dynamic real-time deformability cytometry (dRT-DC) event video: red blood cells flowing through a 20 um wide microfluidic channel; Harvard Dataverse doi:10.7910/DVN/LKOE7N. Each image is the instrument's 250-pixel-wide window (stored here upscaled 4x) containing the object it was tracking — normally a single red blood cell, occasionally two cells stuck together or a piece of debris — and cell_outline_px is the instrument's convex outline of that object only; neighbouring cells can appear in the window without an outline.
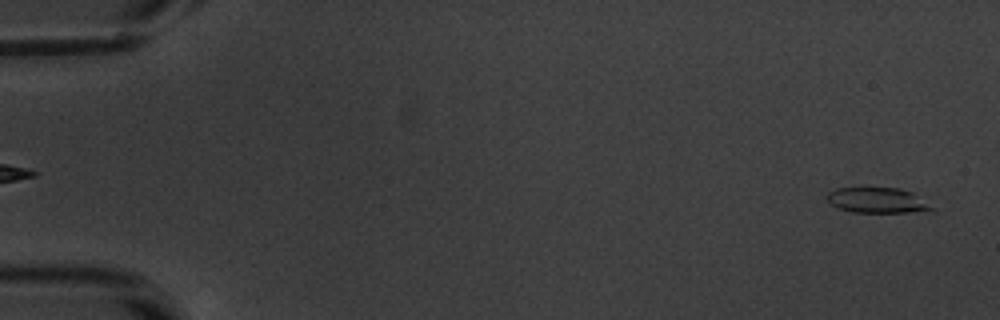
{"species": "common noctule bat (a hibernating species)", "species_latin": "Nyctalus noctula", "temperature_condition": "warm", "stored_images_in_passage": 49, "camera_frame_rate_fps": 3000, "um_per_image_px": 0.085, "animal": {"sex": "male", "body_mass_g": 20.1, "forearm_length_mm": 53.5}, "frame": {"image": 1, "passage_image": 2, "time_ms": 0.333, "image_size_px": [1000, 320], "cell_outline_px": [[936, 208], [932, 212], [852, 212], [840, 208], [832, 204], [828, 200], [828, 192], [836, 188], [896, 188], [912, 192]], "centroid_in_image_um": [74.65, 17.04], "position_along_channel_um": 10.3, "area_um2": 15.43}}
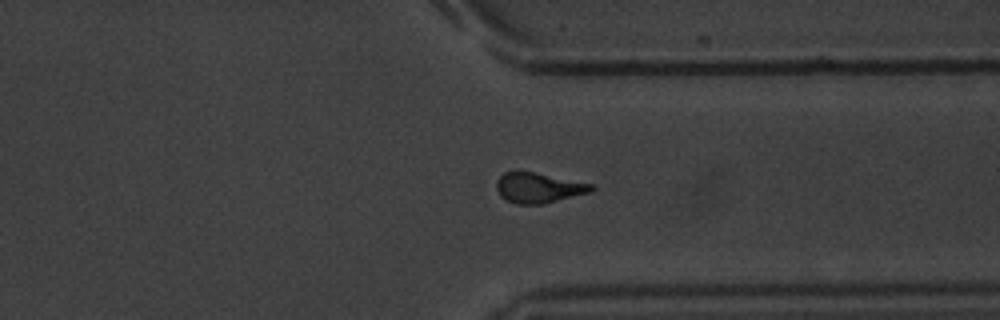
{"frame": {"image": 2, "passage_image": 41, "time_ms": 13.333, "image_size_px": [1000, 320], "cell_outline_px": [[596, 188], [592, 192], [544, 204], [516, 204], [500, 196], [496, 188], [496, 180], [504, 172], [532, 172], [592, 184]], "centroid_in_image_um": [45.78, 15.98], "position_along_channel_um": 365.6, "area_um2": 16.59}}
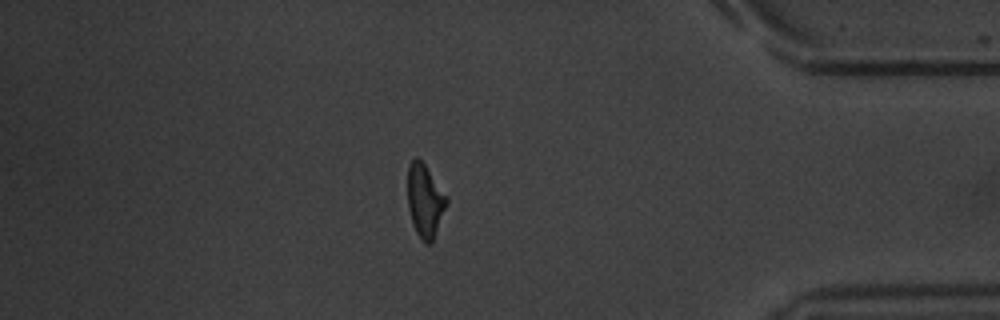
{"frame": {"image": 3, "passage_image": 46, "time_ms": 15.0, "image_size_px": [1000, 320], "cell_outline_px": [[448, 204], [432, 244], [424, 244], [420, 240], [416, 232], [408, 208], [408, 164], [416, 156], [424, 164], [448, 196]], "centroid_in_image_um": [36.14, 17.1], "position_along_channel_um": 399.1, "area_um2": 16.82}, "authors_computed_cell_mechanics": {"area_um2": 16.8198, "velocity_mm_per_s": 3.8373, "shape_relaxation_time_tau1_ms": 4.9925, "shape_relaxation_time_tau2_ms": 2.9701, "deformation_change_tau1": 0.182, "deformation_change_tau2": 0.1212}}